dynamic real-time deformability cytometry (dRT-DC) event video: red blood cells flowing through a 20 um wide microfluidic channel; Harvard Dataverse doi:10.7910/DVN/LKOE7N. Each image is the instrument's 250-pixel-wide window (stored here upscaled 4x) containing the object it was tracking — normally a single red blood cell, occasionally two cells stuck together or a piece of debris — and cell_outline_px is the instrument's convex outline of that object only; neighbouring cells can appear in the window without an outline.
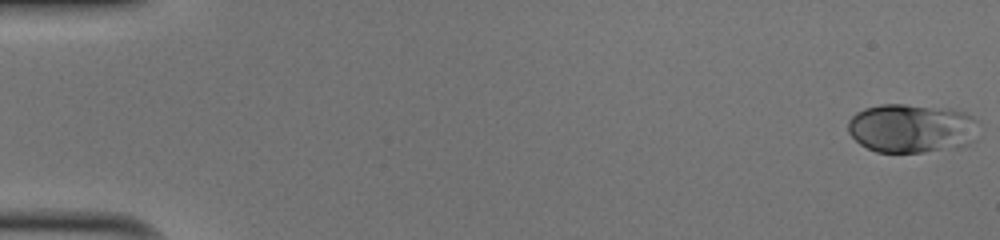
{"species": "human", "species_latin": "Homo sapiens", "temperature_condition": "cold", "stored_images_in_passage": 51, "camera_frame_rate_fps": 3000, "um_per_image_px": 0.085, "donor": {"sex": "male"}, "frame": {"image": 1, "passage_image": 1, "time_ms": 0.0, "image_size_px": [1000, 240], "cell_outline_px": [[980, 124], [976, 140], [960, 148], [920, 152], [876, 152], [860, 144], [848, 132], [848, 120], [856, 112], [864, 108], [880, 104], [904, 104], [952, 108], [964, 112], [980, 120]], "centroid_in_image_um": [77.56, 10.9], "position_along_channel_um": 7.4, "area_um2": 38.15}}
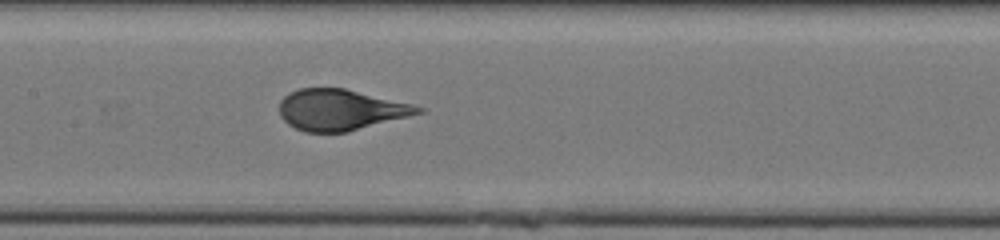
{"frame": {"image": 2, "passage_image": 26, "time_ms": 8.333, "image_size_px": [1000, 240], "cell_outline_px": [[428, 108], [424, 112], [348, 132], [304, 132], [288, 124], [280, 116], [280, 100], [288, 92], [300, 88], [344, 88], [412, 104]], "centroid_in_image_um": [28.94, 9.33], "position_along_channel_um": 178.5, "area_um2": 33.12}}
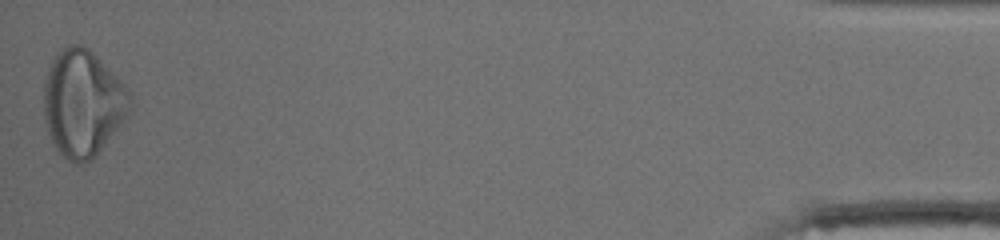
{"frame": {"image": 3, "passage_image": 51, "time_ms": 16.667, "image_size_px": [1000, 240], "cell_outline_px": [[132, 100], [128, 112], [124, 120], [96, 156], [84, 164], [76, 164], [68, 160], [56, 148], [48, 132], [44, 120], [44, 80], [48, 68], [56, 52], [68, 44], [80, 44], [88, 48], [128, 88], [132, 96]], "centroid_in_image_um": [7.02, 8.77], "position_along_channel_um": 428.2, "area_um2": 53.58}, "authors_computed_cell_mechanics": {"area_um2": 35.0268, "velocity_mm_per_s": 4.0485, "shape_relaxation_time_tau1_ms": 4.6075, "shape_relaxation_time_tau2_ms": null, "deformation_change_tau1": 0.1742, "deformation_change_tau2": null}}